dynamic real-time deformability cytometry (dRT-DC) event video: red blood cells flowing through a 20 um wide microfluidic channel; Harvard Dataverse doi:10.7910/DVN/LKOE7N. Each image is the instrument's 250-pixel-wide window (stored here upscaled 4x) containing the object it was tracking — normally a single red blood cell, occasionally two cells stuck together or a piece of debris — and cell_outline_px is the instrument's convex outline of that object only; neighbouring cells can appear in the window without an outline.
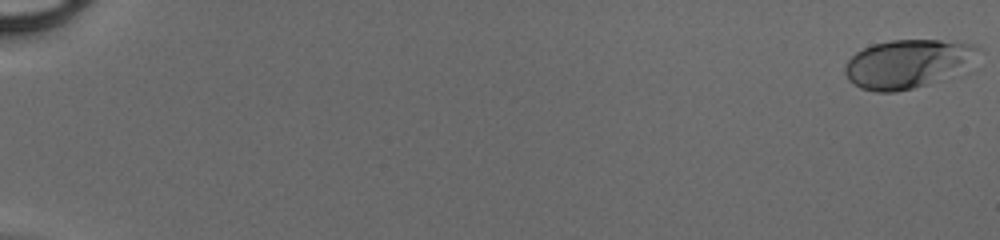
{"species": "human", "species_latin": "Homo sapiens", "temperature_condition": "cold", "stored_images_in_passage": 50, "camera_frame_rate_fps": 3000, "um_per_image_px": 0.085, "donor": {"sex": "male"}, "frame": {"image": 1, "passage_image": 1, "time_ms": 0.0, "image_size_px": [1000, 240], "cell_outline_px": [[984, 48], [968, 72], [912, 88], [896, 92], [876, 92], [860, 88], [848, 80], [844, 72], [844, 68], [848, 60], [856, 52], [872, 44], [892, 40], [940, 40], [972, 44]], "centroid_in_image_um": [77.26, 5.42], "position_along_channel_um": 7.7, "area_um2": 38.61}}
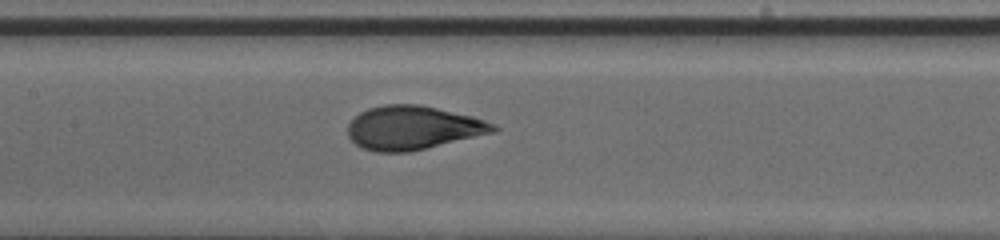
{"frame": {"image": 2, "passage_image": 27, "time_ms": 8.667, "image_size_px": [1000, 240], "cell_outline_px": [[500, 128], [496, 132], [408, 152], [376, 152], [364, 148], [356, 144], [348, 136], [348, 124], [360, 112], [368, 108], [384, 104], [416, 104], [436, 108], [472, 116], [496, 124]], "centroid_in_image_um": [35.11, 10.86], "position_along_channel_um": 172.3, "area_um2": 36.93}}
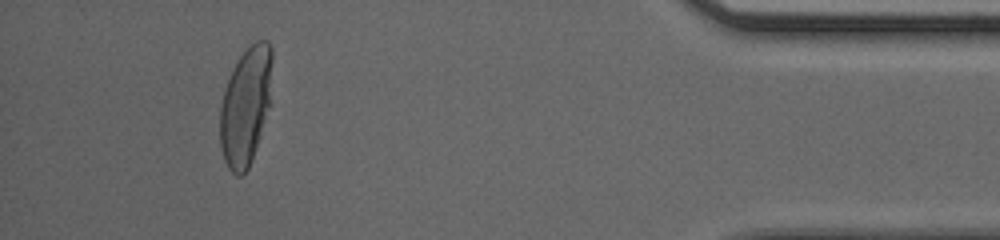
{"frame": {"image": 3, "passage_image": 47, "time_ms": 15.333, "image_size_px": [1000, 240], "cell_outline_px": [[272, 60], [268, 108], [248, 168], [240, 176], [236, 176], [228, 168], [224, 160], [220, 148], [220, 108], [224, 88], [240, 56], [256, 40], [268, 40], [272, 48]], "centroid_in_image_um": [20.85, 9.0], "position_along_channel_um": 414.3, "area_um2": 35.08}}